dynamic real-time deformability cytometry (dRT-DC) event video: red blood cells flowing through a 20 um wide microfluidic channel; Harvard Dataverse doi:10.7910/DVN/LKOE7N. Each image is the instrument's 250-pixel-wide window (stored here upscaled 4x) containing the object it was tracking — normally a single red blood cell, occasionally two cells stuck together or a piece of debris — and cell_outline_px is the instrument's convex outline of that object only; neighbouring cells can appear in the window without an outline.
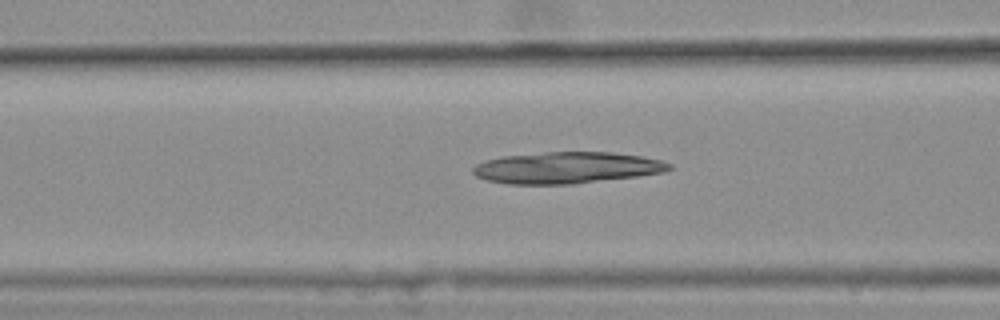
{"species": "common noctule bat (a hibernating species)", "species_latin": "Nyctalus noctula", "temperature_condition": "warm", "stored_images_in_passage": 42, "camera_frame_rate_fps": 3000, "um_per_image_px": 0.085, "animal": {"sex": "female", "body_mass_g": 25.1}, "frame": {"image": 1, "passage_image": 16, "time_ms": 5.0, "image_size_px": [1000, 320], "cell_outline_px": [[672, 168], [664, 172], [636, 176], [572, 184], [508, 184], [488, 180], [476, 176], [472, 172], [472, 168], [476, 164], [484, 160], [504, 156], [544, 152], [612, 152], [640, 156], [660, 160], [672, 164]], "centroid_in_image_um": [48.15, 14.25], "position_along_channel_um": 118.5, "area_um2": 35.89}}
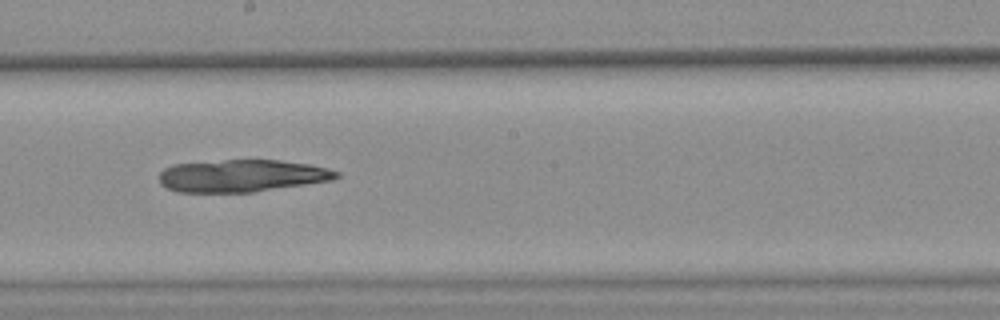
{"frame": {"image": 2, "passage_image": 25, "time_ms": 8.0, "image_size_px": [1000, 320], "cell_outline_px": [[340, 176], [332, 180], [252, 192], [176, 192], [160, 184], [160, 172], [164, 168], [172, 164], [224, 160], [280, 160], [308, 164], [340, 172]], "centroid_in_image_um": [20.52, 14.94], "position_along_channel_um": 227.7, "area_um2": 33.23}}
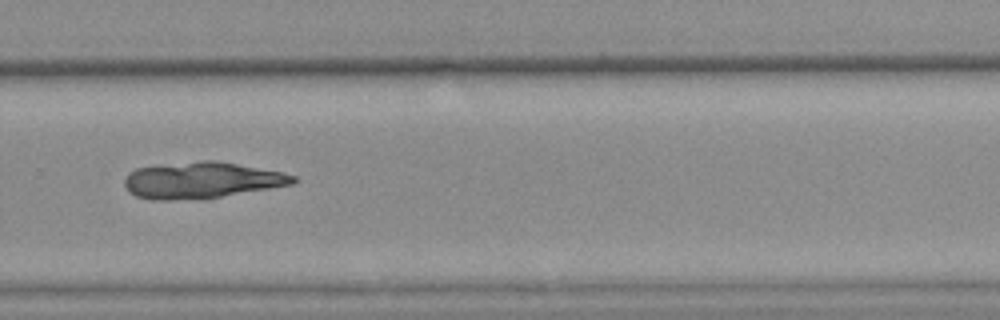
{"frame": {"image": 3, "passage_image": 32, "time_ms": 10.333, "image_size_px": [1000, 320], "cell_outline_px": [[300, 180], [292, 184], [220, 196], [168, 200], [152, 200], [136, 196], [128, 192], [124, 184], [124, 180], [128, 172], [136, 168], [200, 160], [212, 160], [236, 164], [280, 172], [296, 176]], "centroid_in_image_um": [17.08, 15.31], "position_along_channel_um": 312.7, "area_um2": 35.03}}